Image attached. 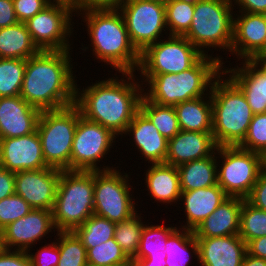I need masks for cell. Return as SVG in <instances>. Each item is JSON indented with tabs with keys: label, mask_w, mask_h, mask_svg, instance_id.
Returning a JSON list of instances; mask_svg holds the SVG:
<instances>
[{
	"label": "cell",
	"mask_w": 266,
	"mask_h": 266,
	"mask_svg": "<svg viewBox=\"0 0 266 266\" xmlns=\"http://www.w3.org/2000/svg\"><path fill=\"white\" fill-rule=\"evenodd\" d=\"M115 74L114 78L99 80L82 90L76 82L74 104L84 118L99 123L121 137L139 111L145 88H142L144 86L135 73H121V78L117 77V72Z\"/></svg>",
	"instance_id": "obj_1"
},
{
	"label": "cell",
	"mask_w": 266,
	"mask_h": 266,
	"mask_svg": "<svg viewBox=\"0 0 266 266\" xmlns=\"http://www.w3.org/2000/svg\"><path fill=\"white\" fill-rule=\"evenodd\" d=\"M69 51L40 50L26 60L20 96L28 104L44 111L75 103L77 79Z\"/></svg>",
	"instance_id": "obj_2"
},
{
	"label": "cell",
	"mask_w": 266,
	"mask_h": 266,
	"mask_svg": "<svg viewBox=\"0 0 266 266\" xmlns=\"http://www.w3.org/2000/svg\"><path fill=\"white\" fill-rule=\"evenodd\" d=\"M81 15L93 47L92 55L120 73H136L140 53L132 45L119 10H89Z\"/></svg>",
	"instance_id": "obj_3"
},
{
	"label": "cell",
	"mask_w": 266,
	"mask_h": 266,
	"mask_svg": "<svg viewBox=\"0 0 266 266\" xmlns=\"http://www.w3.org/2000/svg\"><path fill=\"white\" fill-rule=\"evenodd\" d=\"M212 55H203L191 68L177 74L140 75L141 84L148 86L143 96L159 105L174 106L208 95L225 64L222 57Z\"/></svg>",
	"instance_id": "obj_4"
},
{
	"label": "cell",
	"mask_w": 266,
	"mask_h": 266,
	"mask_svg": "<svg viewBox=\"0 0 266 266\" xmlns=\"http://www.w3.org/2000/svg\"><path fill=\"white\" fill-rule=\"evenodd\" d=\"M222 72L213 82L212 135L217 147L239 146L254 116L242 90ZM222 77V78H221Z\"/></svg>",
	"instance_id": "obj_5"
},
{
	"label": "cell",
	"mask_w": 266,
	"mask_h": 266,
	"mask_svg": "<svg viewBox=\"0 0 266 266\" xmlns=\"http://www.w3.org/2000/svg\"><path fill=\"white\" fill-rule=\"evenodd\" d=\"M94 214V171H61L52 210L57 232H73Z\"/></svg>",
	"instance_id": "obj_6"
},
{
	"label": "cell",
	"mask_w": 266,
	"mask_h": 266,
	"mask_svg": "<svg viewBox=\"0 0 266 266\" xmlns=\"http://www.w3.org/2000/svg\"><path fill=\"white\" fill-rule=\"evenodd\" d=\"M234 9L230 0H201L195 4L190 28L183 36L203 55L211 47L230 52Z\"/></svg>",
	"instance_id": "obj_7"
},
{
	"label": "cell",
	"mask_w": 266,
	"mask_h": 266,
	"mask_svg": "<svg viewBox=\"0 0 266 266\" xmlns=\"http://www.w3.org/2000/svg\"><path fill=\"white\" fill-rule=\"evenodd\" d=\"M80 116V110L75 104L41 112L37 132L48 167L70 170L72 143Z\"/></svg>",
	"instance_id": "obj_8"
},
{
	"label": "cell",
	"mask_w": 266,
	"mask_h": 266,
	"mask_svg": "<svg viewBox=\"0 0 266 266\" xmlns=\"http://www.w3.org/2000/svg\"><path fill=\"white\" fill-rule=\"evenodd\" d=\"M216 159L217 184L229 197L245 199L263 171L262 155L239 146H220Z\"/></svg>",
	"instance_id": "obj_9"
},
{
	"label": "cell",
	"mask_w": 266,
	"mask_h": 266,
	"mask_svg": "<svg viewBox=\"0 0 266 266\" xmlns=\"http://www.w3.org/2000/svg\"><path fill=\"white\" fill-rule=\"evenodd\" d=\"M120 171L117 168L94 171V214L115 223L127 220L138 212L129 173Z\"/></svg>",
	"instance_id": "obj_10"
},
{
	"label": "cell",
	"mask_w": 266,
	"mask_h": 266,
	"mask_svg": "<svg viewBox=\"0 0 266 266\" xmlns=\"http://www.w3.org/2000/svg\"><path fill=\"white\" fill-rule=\"evenodd\" d=\"M202 56L184 36L169 35L140 54L137 72L140 75L177 74L191 68Z\"/></svg>",
	"instance_id": "obj_11"
},
{
	"label": "cell",
	"mask_w": 266,
	"mask_h": 266,
	"mask_svg": "<svg viewBox=\"0 0 266 266\" xmlns=\"http://www.w3.org/2000/svg\"><path fill=\"white\" fill-rule=\"evenodd\" d=\"M118 136L112 131L90 121L82 115L78 119L72 143L70 170L107 171L117 167L98 166L103 158L110 153ZM115 140V141H114Z\"/></svg>",
	"instance_id": "obj_12"
},
{
	"label": "cell",
	"mask_w": 266,
	"mask_h": 266,
	"mask_svg": "<svg viewBox=\"0 0 266 266\" xmlns=\"http://www.w3.org/2000/svg\"><path fill=\"white\" fill-rule=\"evenodd\" d=\"M118 10L123 16L131 43L140 54L161 40L163 31H167L165 3L125 0Z\"/></svg>",
	"instance_id": "obj_13"
},
{
	"label": "cell",
	"mask_w": 266,
	"mask_h": 266,
	"mask_svg": "<svg viewBox=\"0 0 266 266\" xmlns=\"http://www.w3.org/2000/svg\"><path fill=\"white\" fill-rule=\"evenodd\" d=\"M74 12L67 6L50 4L25 22L33 43L39 50H71L69 38Z\"/></svg>",
	"instance_id": "obj_14"
},
{
	"label": "cell",
	"mask_w": 266,
	"mask_h": 266,
	"mask_svg": "<svg viewBox=\"0 0 266 266\" xmlns=\"http://www.w3.org/2000/svg\"><path fill=\"white\" fill-rule=\"evenodd\" d=\"M52 230L54 232L56 230L52 211L32 209L0 232V247L8 250L31 251L33 245L53 232Z\"/></svg>",
	"instance_id": "obj_15"
},
{
	"label": "cell",
	"mask_w": 266,
	"mask_h": 266,
	"mask_svg": "<svg viewBox=\"0 0 266 266\" xmlns=\"http://www.w3.org/2000/svg\"><path fill=\"white\" fill-rule=\"evenodd\" d=\"M235 14L230 54L237 56L238 61L261 60L266 54V14Z\"/></svg>",
	"instance_id": "obj_16"
},
{
	"label": "cell",
	"mask_w": 266,
	"mask_h": 266,
	"mask_svg": "<svg viewBox=\"0 0 266 266\" xmlns=\"http://www.w3.org/2000/svg\"><path fill=\"white\" fill-rule=\"evenodd\" d=\"M62 170L52 167L15 173V194L32 209L53 210L58 181Z\"/></svg>",
	"instance_id": "obj_17"
},
{
	"label": "cell",
	"mask_w": 266,
	"mask_h": 266,
	"mask_svg": "<svg viewBox=\"0 0 266 266\" xmlns=\"http://www.w3.org/2000/svg\"><path fill=\"white\" fill-rule=\"evenodd\" d=\"M0 166L13 173L47 168L38 132L0 139Z\"/></svg>",
	"instance_id": "obj_18"
},
{
	"label": "cell",
	"mask_w": 266,
	"mask_h": 266,
	"mask_svg": "<svg viewBox=\"0 0 266 266\" xmlns=\"http://www.w3.org/2000/svg\"><path fill=\"white\" fill-rule=\"evenodd\" d=\"M241 61L243 66L224 67L223 72L242 90L254 114L265 113L266 65L261 60Z\"/></svg>",
	"instance_id": "obj_19"
},
{
	"label": "cell",
	"mask_w": 266,
	"mask_h": 266,
	"mask_svg": "<svg viewBox=\"0 0 266 266\" xmlns=\"http://www.w3.org/2000/svg\"><path fill=\"white\" fill-rule=\"evenodd\" d=\"M41 112L20 95L0 97V139L25 136L37 131Z\"/></svg>",
	"instance_id": "obj_20"
},
{
	"label": "cell",
	"mask_w": 266,
	"mask_h": 266,
	"mask_svg": "<svg viewBox=\"0 0 266 266\" xmlns=\"http://www.w3.org/2000/svg\"><path fill=\"white\" fill-rule=\"evenodd\" d=\"M217 149L212 132L180 130L168 140L165 163L176 167L211 156Z\"/></svg>",
	"instance_id": "obj_21"
},
{
	"label": "cell",
	"mask_w": 266,
	"mask_h": 266,
	"mask_svg": "<svg viewBox=\"0 0 266 266\" xmlns=\"http://www.w3.org/2000/svg\"><path fill=\"white\" fill-rule=\"evenodd\" d=\"M200 266H241L247 245L239 235L196 238Z\"/></svg>",
	"instance_id": "obj_22"
},
{
	"label": "cell",
	"mask_w": 266,
	"mask_h": 266,
	"mask_svg": "<svg viewBox=\"0 0 266 266\" xmlns=\"http://www.w3.org/2000/svg\"><path fill=\"white\" fill-rule=\"evenodd\" d=\"M131 134L135 147L150 164L165 163L168 147L166 139L155 125L139 110L127 126L124 135Z\"/></svg>",
	"instance_id": "obj_23"
},
{
	"label": "cell",
	"mask_w": 266,
	"mask_h": 266,
	"mask_svg": "<svg viewBox=\"0 0 266 266\" xmlns=\"http://www.w3.org/2000/svg\"><path fill=\"white\" fill-rule=\"evenodd\" d=\"M229 196L218 185L182 192L180 200L186 213V223L181 228L194 231Z\"/></svg>",
	"instance_id": "obj_24"
},
{
	"label": "cell",
	"mask_w": 266,
	"mask_h": 266,
	"mask_svg": "<svg viewBox=\"0 0 266 266\" xmlns=\"http://www.w3.org/2000/svg\"><path fill=\"white\" fill-rule=\"evenodd\" d=\"M244 200L241 197H228L193 231L195 237L208 238L238 235L240 213Z\"/></svg>",
	"instance_id": "obj_25"
},
{
	"label": "cell",
	"mask_w": 266,
	"mask_h": 266,
	"mask_svg": "<svg viewBox=\"0 0 266 266\" xmlns=\"http://www.w3.org/2000/svg\"><path fill=\"white\" fill-rule=\"evenodd\" d=\"M144 176L147 185L146 190L150 197L159 203H176L182 193L180 187L179 172L176 166L167 163L150 164Z\"/></svg>",
	"instance_id": "obj_26"
},
{
	"label": "cell",
	"mask_w": 266,
	"mask_h": 266,
	"mask_svg": "<svg viewBox=\"0 0 266 266\" xmlns=\"http://www.w3.org/2000/svg\"><path fill=\"white\" fill-rule=\"evenodd\" d=\"M173 107L180 130L212 132V101L210 93L203 97L180 102Z\"/></svg>",
	"instance_id": "obj_27"
},
{
	"label": "cell",
	"mask_w": 266,
	"mask_h": 266,
	"mask_svg": "<svg viewBox=\"0 0 266 266\" xmlns=\"http://www.w3.org/2000/svg\"><path fill=\"white\" fill-rule=\"evenodd\" d=\"M216 151L209 157L190 161L177 167L182 192L217 184Z\"/></svg>",
	"instance_id": "obj_28"
},
{
	"label": "cell",
	"mask_w": 266,
	"mask_h": 266,
	"mask_svg": "<svg viewBox=\"0 0 266 266\" xmlns=\"http://www.w3.org/2000/svg\"><path fill=\"white\" fill-rule=\"evenodd\" d=\"M39 51L25 23L0 28V58L27 60Z\"/></svg>",
	"instance_id": "obj_29"
},
{
	"label": "cell",
	"mask_w": 266,
	"mask_h": 266,
	"mask_svg": "<svg viewBox=\"0 0 266 266\" xmlns=\"http://www.w3.org/2000/svg\"><path fill=\"white\" fill-rule=\"evenodd\" d=\"M164 253L166 266H188L193 256L199 261V246L193 231L177 228L167 238Z\"/></svg>",
	"instance_id": "obj_30"
},
{
	"label": "cell",
	"mask_w": 266,
	"mask_h": 266,
	"mask_svg": "<svg viewBox=\"0 0 266 266\" xmlns=\"http://www.w3.org/2000/svg\"><path fill=\"white\" fill-rule=\"evenodd\" d=\"M139 110L166 139L169 140L180 132L177 115L173 106L159 105L148 101L142 96Z\"/></svg>",
	"instance_id": "obj_31"
},
{
	"label": "cell",
	"mask_w": 266,
	"mask_h": 266,
	"mask_svg": "<svg viewBox=\"0 0 266 266\" xmlns=\"http://www.w3.org/2000/svg\"><path fill=\"white\" fill-rule=\"evenodd\" d=\"M116 223L93 214L73 232L87 249L114 238Z\"/></svg>",
	"instance_id": "obj_32"
},
{
	"label": "cell",
	"mask_w": 266,
	"mask_h": 266,
	"mask_svg": "<svg viewBox=\"0 0 266 266\" xmlns=\"http://www.w3.org/2000/svg\"><path fill=\"white\" fill-rule=\"evenodd\" d=\"M142 215L137 212L127 220L116 223L114 239L122 248L127 257L131 260L137 255L141 232L145 222L142 221Z\"/></svg>",
	"instance_id": "obj_33"
},
{
	"label": "cell",
	"mask_w": 266,
	"mask_h": 266,
	"mask_svg": "<svg viewBox=\"0 0 266 266\" xmlns=\"http://www.w3.org/2000/svg\"><path fill=\"white\" fill-rule=\"evenodd\" d=\"M177 229L173 227L162 225L145 224L139 242L137 255L134 259H143L147 255H163L165 252V244L167 238Z\"/></svg>",
	"instance_id": "obj_34"
},
{
	"label": "cell",
	"mask_w": 266,
	"mask_h": 266,
	"mask_svg": "<svg viewBox=\"0 0 266 266\" xmlns=\"http://www.w3.org/2000/svg\"><path fill=\"white\" fill-rule=\"evenodd\" d=\"M26 60L0 58V97L20 95Z\"/></svg>",
	"instance_id": "obj_35"
},
{
	"label": "cell",
	"mask_w": 266,
	"mask_h": 266,
	"mask_svg": "<svg viewBox=\"0 0 266 266\" xmlns=\"http://www.w3.org/2000/svg\"><path fill=\"white\" fill-rule=\"evenodd\" d=\"M194 7V3L180 0H168L165 3L166 27L167 32L169 31L166 36H183L189 30Z\"/></svg>",
	"instance_id": "obj_36"
},
{
	"label": "cell",
	"mask_w": 266,
	"mask_h": 266,
	"mask_svg": "<svg viewBox=\"0 0 266 266\" xmlns=\"http://www.w3.org/2000/svg\"><path fill=\"white\" fill-rule=\"evenodd\" d=\"M88 266H130L131 260L114 238L86 250Z\"/></svg>",
	"instance_id": "obj_37"
},
{
	"label": "cell",
	"mask_w": 266,
	"mask_h": 266,
	"mask_svg": "<svg viewBox=\"0 0 266 266\" xmlns=\"http://www.w3.org/2000/svg\"><path fill=\"white\" fill-rule=\"evenodd\" d=\"M238 235L246 244L255 238L266 236V211L255 208L244 200L240 213Z\"/></svg>",
	"instance_id": "obj_38"
},
{
	"label": "cell",
	"mask_w": 266,
	"mask_h": 266,
	"mask_svg": "<svg viewBox=\"0 0 266 266\" xmlns=\"http://www.w3.org/2000/svg\"><path fill=\"white\" fill-rule=\"evenodd\" d=\"M60 250L57 266H88L86 248L74 232H57Z\"/></svg>",
	"instance_id": "obj_39"
},
{
	"label": "cell",
	"mask_w": 266,
	"mask_h": 266,
	"mask_svg": "<svg viewBox=\"0 0 266 266\" xmlns=\"http://www.w3.org/2000/svg\"><path fill=\"white\" fill-rule=\"evenodd\" d=\"M239 147L262 156L266 153V112L254 114L247 135Z\"/></svg>",
	"instance_id": "obj_40"
},
{
	"label": "cell",
	"mask_w": 266,
	"mask_h": 266,
	"mask_svg": "<svg viewBox=\"0 0 266 266\" xmlns=\"http://www.w3.org/2000/svg\"><path fill=\"white\" fill-rule=\"evenodd\" d=\"M32 210L31 206L19 195L14 194L0 200V232Z\"/></svg>",
	"instance_id": "obj_41"
},
{
	"label": "cell",
	"mask_w": 266,
	"mask_h": 266,
	"mask_svg": "<svg viewBox=\"0 0 266 266\" xmlns=\"http://www.w3.org/2000/svg\"><path fill=\"white\" fill-rule=\"evenodd\" d=\"M16 18L25 23L35 14L43 11L51 3L49 0H12Z\"/></svg>",
	"instance_id": "obj_42"
},
{
	"label": "cell",
	"mask_w": 266,
	"mask_h": 266,
	"mask_svg": "<svg viewBox=\"0 0 266 266\" xmlns=\"http://www.w3.org/2000/svg\"><path fill=\"white\" fill-rule=\"evenodd\" d=\"M33 266H57L59 262L60 250L57 244V239L55 242L50 244H45V246L40 247L36 253H31L27 251Z\"/></svg>",
	"instance_id": "obj_43"
},
{
	"label": "cell",
	"mask_w": 266,
	"mask_h": 266,
	"mask_svg": "<svg viewBox=\"0 0 266 266\" xmlns=\"http://www.w3.org/2000/svg\"><path fill=\"white\" fill-rule=\"evenodd\" d=\"M245 200L255 208L266 211V173L262 171Z\"/></svg>",
	"instance_id": "obj_44"
},
{
	"label": "cell",
	"mask_w": 266,
	"mask_h": 266,
	"mask_svg": "<svg viewBox=\"0 0 266 266\" xmlns=\"http://www.w3.org/2000/svg\"><path fill=\"white\" fill-rule=\"evenodd\" d=\"M0 266H33L27 251L0 247Z\"/></svg>",
	"instance_id": "obj_45"
},
{
	"label": "cell",
	"mask_w": 266,
	"mask_h": 266,
	"mask_svg": "<svg viewBox=\"0 0 266 266\" xmlns=\"http://www.w3.org/2000/svg\"><path fill=\"white\" fill-rule=\"evenodd\" d=\"M125 0H81L80 5L73 11L74 14L89 10H118Z\"/></svg>",
	"instance_id": "obj_46"
},
{
	"label": "cell",
	"mask_w": 266,
	"mask_h": 266,
	"mask_svg": "<svg viewBox=\"0 0 266 266\" xmlns=\"http://www.w3.org/2000/svg\"><path fill=\"white\" fill-rule=\"evenodd\" d=\"M233 7L239 8L237 12L266 14V0H230Z\"/></svg>",
	"instance_id": "obj_47"
},
{
	"label": "cell",
	"mask_w": 266,
	"mask_h": 266,
	"mask_svg": "<svg viewBox=\"0 0 266 266\" xmlns=\"http://www.w3.org/2000/svg\"><path fill=\"white\" fill-rule=\"evenodd\" d=\"M15 194V173L0 166V200Z\"/></svg>",
	"instance_id": "obj_48"
},
{
	"label": "cell",
	"mask_w": 266,
	"mask_h": 266,
	"mask_svg": "<svg viewBox=\"0 0 266 266\" xmlns=\"http://www.w3.org/2000/svg\"><path fill=\"white\" fill-rule=\"evenodd\" d=\"M12 0H0V28L17 24Z\"/></svg>",
	"instance_id": "obj_49"
},
{
	"label": "cell",
	"mask_w": 266,
	"mask_h": 266,
	"mask_svg": "<svg viewBox=\"0 0 266 266\" xmlns=\"http://www.w3.org/2000/svg\"><path fill=\"white\" fill-rule=\"evenodd\" d=\"M246 245L249 255L266 260V236L255 238Z\"/></svg>",
	"instance_id": "obj_50"
},
{
	"label": "cell",
	"mask_w": 266,
	"mask_h": 266,
	"mask_svg": "<svg viewBox=\"0 0 266 266\" xmlns=\"http://www.w3.org/2000/svg\"><path fill=\"white\" fill-rule=\"evenodd\" d=\"M166 254L147 255L143 259H131L130 266H166Z\"/></svg>",
	"instance_id": "obj_51"
},
{
	"label": "cell",
	"mask_w": 266,
	"mask_h": 266,
	"mask_svg": "<svg viewBox=\"0 0 266 266\" xmlns=\"http://www.w3.org/2000/svg\"><path fill=\"white\" fill-rule=\"evenodd\" d=\"M241 266H266V260L246 253Z\"/></svg>",
	"instance_id": "obj_52"
},
{
	"label": "cell",
	"mask_w": 266,
	"mask_h": 266,
	"mask_svg": "<svg viewBox=\"0 0 266 266\" xmlns=\"http://www.w3.org/2000/svg\"><path fill=\"white\" fill-rule=\"evenodd\" d=\"M52 4H60L69 7L74 11L81 3V0H49Z\"/></svg>",
	"instance_id": "obj_53"
},
{
	"label": "cell",
	"mask_w": 266,
	"mask_h": 266,
	"mask_svg": "<svg viewBox=\"0 0 266 266\" xmlns=\"http://www.w3.org/2000/svg\"><path fill=\"white\" fill-rule=\"evenodd\" d=\"M263 171L266 173V153L262 156Z\"/></svg>",
	"instance_id": "obj_54"
},
{
	"label": "cell",
	"mask_w": 266,
	"mask_h": 266,
	"mask_svg": "<svg viewBox=\"0 0 266 266\" xmlns=\"http://www.w3.org/2000/svg\"><path fill=\"white\" fill-rule=\"evenodd\" d=\"M180 1H186V2H190V3L196 4V3L200 2L201 0H180Z\"/></svg>",
	"instance_id": "obj_55"
},
{
	"label": "cell",
	"mask_w": 266,
	"mask_h": 266,
	"mask_svg": "<svg viewBox=\"0 0 266 266\" xmlns=\"http://www.w3.org/2000/svg\"><path fill=\"white\" fill-rule=\"evenodd\" d=\"M261 61L266 65V54L262 57Z\"/></svg>",
	"instance_id": "obj_56"
},
{
	"label": "cell",
	"mask_w": 266,
	"mask_h": 266,
	"mask_svg": "<svg viewBox=\"0 0 266 266\" xmlns=\"http://www.w3.org/2000/svg\"><path fill=\"white\" fill-rule=\"evenodd\" d=\"M151 1H157V2H160V3H166L168 0H151Z\"/></svg>",
	"instance_id": "obj_57"
}]
</instances>
